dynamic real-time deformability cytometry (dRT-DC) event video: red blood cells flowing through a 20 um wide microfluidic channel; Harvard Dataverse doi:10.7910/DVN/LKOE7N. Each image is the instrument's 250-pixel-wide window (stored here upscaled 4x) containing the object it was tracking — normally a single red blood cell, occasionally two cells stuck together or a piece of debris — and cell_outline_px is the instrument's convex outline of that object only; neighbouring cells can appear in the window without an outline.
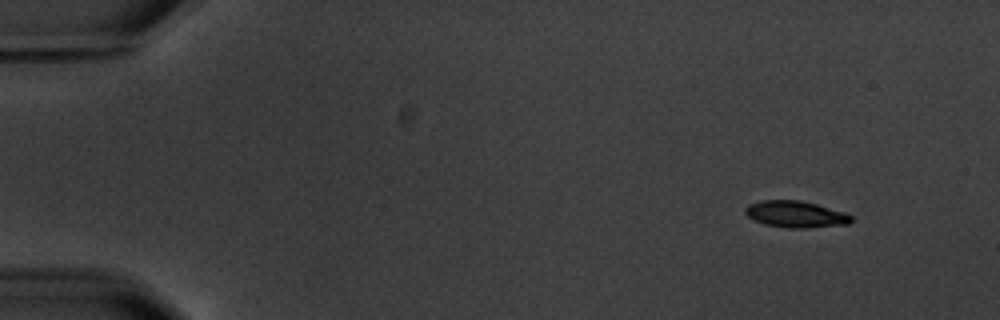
{"species": "common noctule bat (a hibernating species)", "species_latin": "Nyctalus noctula", "temperature_condition": "warm", "stored_images_in_passage": 4, "camera_frame_rate_fps": 3000, "um_per_image_px": 0.085, "animal": {"sex": "male", "body_mass_g": 20.1, "forearm_length_mm": 53.5}, "frame": {"image": 1, "passage_image": 1, "time_ms": 0.0, "image_size_px": [1000, 320], "cell_outline_px": [[852, 220], [848, 224], [804, 228], [788, 228], [764, 224], [752, 220], [744, 212], [744, 208], [748, 204], [760, 200], [800, 200], [816, 204], [844, 212], [852, 216]], "centroid_in_image_um": [67.58, 18.2], "position_along_channel_um": 17.4, "area_um2": 16.47}}
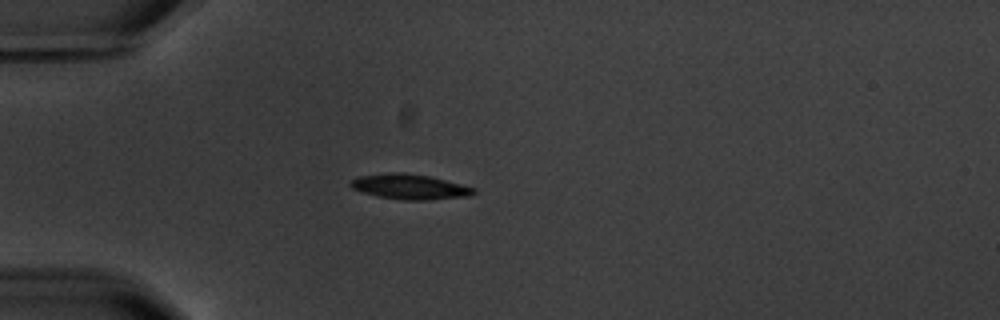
{"frame": {"image": 2, "passage_image": 4, "time_ms": 3.667, "image_size_px": [1000, 320], "cell_outline_px": [[476, 192], [472, 196], [428, 200], [404, 200], [376, 196], [360, 192], [352, 188], [348, 184], [352, 180], [360, 176], [392, 172], [404, 172], [428, 176], [476, 188]], "centroid_in_image_um": [34.82, 15.88], "position_along_channel_um": 50.2, "area_um2": 18.09}}